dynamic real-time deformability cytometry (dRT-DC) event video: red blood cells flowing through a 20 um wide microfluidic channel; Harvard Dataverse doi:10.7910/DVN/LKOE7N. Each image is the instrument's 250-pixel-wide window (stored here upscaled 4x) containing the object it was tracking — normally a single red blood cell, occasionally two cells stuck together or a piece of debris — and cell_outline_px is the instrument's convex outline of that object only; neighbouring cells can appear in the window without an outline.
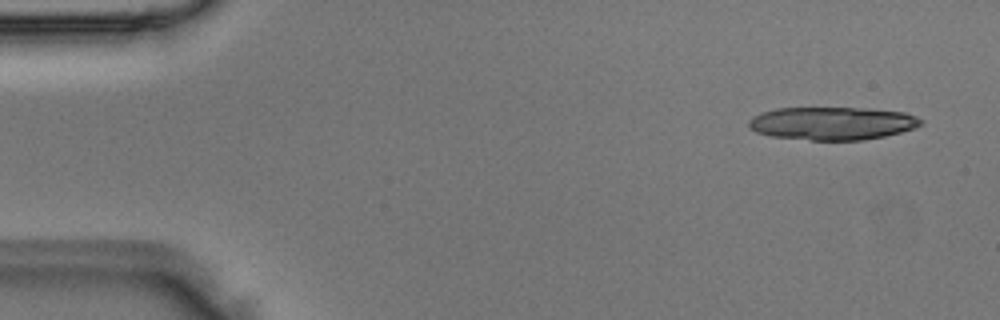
{"species": "Egyptian fruit bat (a non-hibernating species)", "species_latin": "Rousettus aegyptiacus", "temperature_condition": "room temperature", "stored_images_in_passage": 4, "camera_frame_rate_fps": 3000, "um_per_image_px": 0.085, "animal": {"sex": "male"}, "frame": {"image": 1, "passage_image": 1, "time_ms": 0.0, "image_size_px": [1000, 320], "cell_outline_px": [[924, 120], [920, 124], [912, 128], [900, 132], [884, 136], [864, 140], [812, 140], [772, 136], [756, 132], [748, 128], [748, 120], [752, 116], [760, 112], [776, 108], [868, 108], [904, 112], [916, 116]], "centroid_in_image_um": [70.7, 10.47], "position_along_channel_um": 14.3, "area_um2": 33.18}}